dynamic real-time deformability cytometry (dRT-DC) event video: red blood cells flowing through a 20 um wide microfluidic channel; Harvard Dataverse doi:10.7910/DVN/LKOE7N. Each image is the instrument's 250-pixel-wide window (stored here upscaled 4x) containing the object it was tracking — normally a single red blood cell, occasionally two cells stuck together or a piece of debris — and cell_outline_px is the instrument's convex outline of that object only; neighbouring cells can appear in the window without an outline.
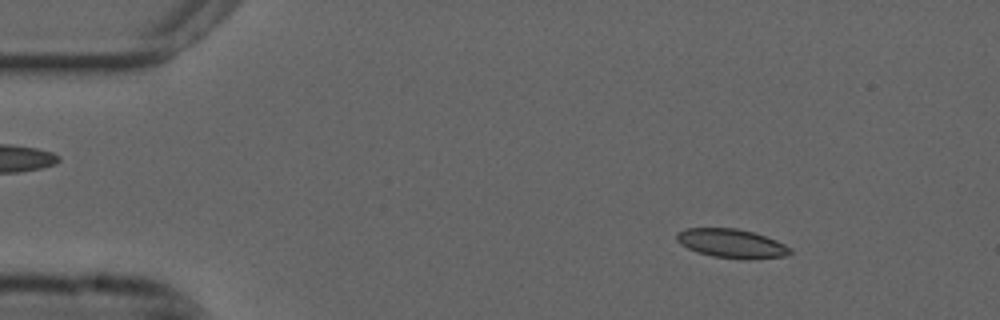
{"species": "common noctule bat (a hibernating species)", "species_latin": "Nyctalus noctula", "temperature_condition": "cold", "stored_images_in_passage": 54, "camera_frame_rate_fps": 3000, "um_per_image_px": 0.085, "animal": {"sex": "male", "forearm_length_mm": 52.5}, "frame": {"image": 1, "passage_image": 7, "time_ms": 2.0, "image_size_px": [1000, 320], "cell_outline_px": [[792, 252], [784, 256], [748, 260], [744, 260], [712, 256], [696, 252], [680, 244], [676, 240], [676, 232], [688, 228], [736, 228], [752, 232], [776, 240], [792, 248]], "centroid_in_image_um": [62.17, 20.7], "position_along_channel_um": 22.8, "area_um2": 19.25}}
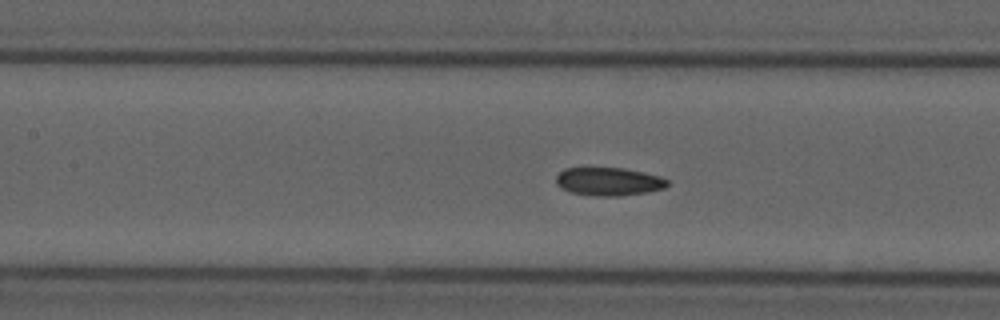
{"frame": {"image": 2, "passage_image": 24, "time_ms": 7.667, "image_size_px": [1000, 320], "cell_outline_px": [[668, 184], [664, 188], [648, 192], [620, 196], [596, 196], [572, 192], [556, 184], [556, 176], [564, 168], [624, 168], [644, 172], [660, 176], [668, 180]], "centroid_in_image_um": [51.77, 15.43], "position_along_channel_um": 155.6, "area_um2": 18.21}}
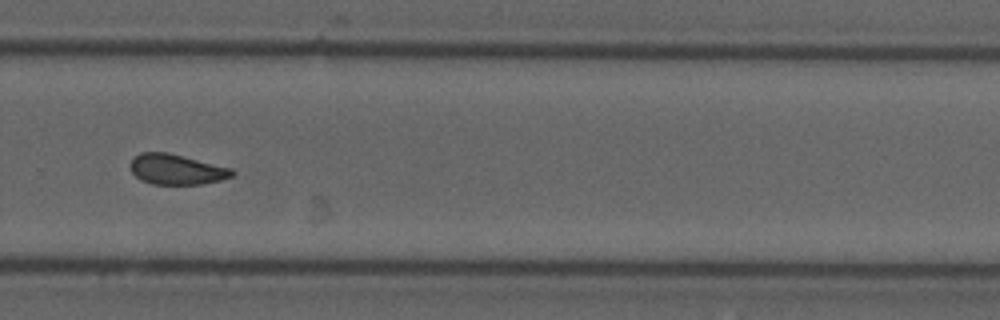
{"frame": {"image": 3, "passage_image": 37, "time_ms": 12.0, "image_size_px": [1000, 320], "cell_outline_px": [[236, 172], [232, 176], [220, 180], [200, 184], [152, 184], [140, 180], [132, 172], [132, 160], [140, 152], [168, 152], [232, 168]], "centroid_in_image_um": [15.03, 14.39], "position_along_channel_um": 314.8, "area_um2": 17.86}, "authors_computed_cell_mechanics": {"area_um2": 18.5249, "velocity_mm_per_s": 3.6825, "shape_relaxation_time_tau1_ms": null, "shape_relaxation_time_tau2_ms": 2.9392, "deformation_change_tau1": null, "deformation_change_tau2": 0.0778}}